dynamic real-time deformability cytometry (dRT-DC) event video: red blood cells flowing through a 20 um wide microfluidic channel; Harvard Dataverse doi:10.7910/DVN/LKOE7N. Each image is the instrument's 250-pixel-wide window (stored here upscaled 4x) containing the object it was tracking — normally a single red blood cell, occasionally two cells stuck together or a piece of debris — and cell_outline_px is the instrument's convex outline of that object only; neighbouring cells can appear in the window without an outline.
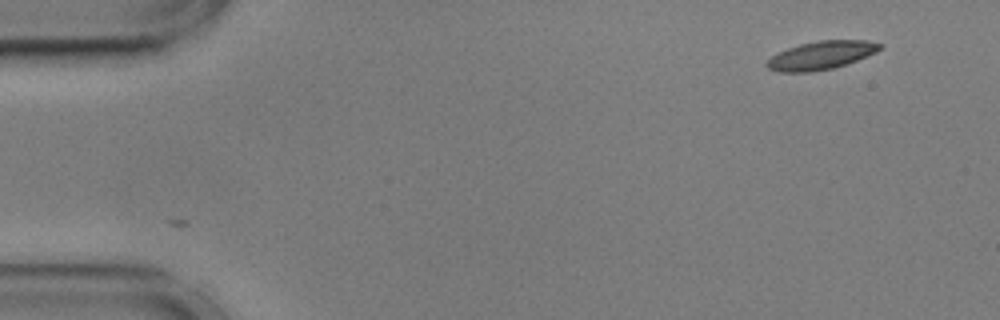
{"species": "common noctule bat (a hibernating species)", "species_latin": "Nyctalus noctula", "temperature_condition": "cold", "stored_images_in_passage": 2, "camera_frame_rate_fps": 3000, "um_per_image_px": 0.085, "animal": {"sex": "male", "body_mass_g": 17.9, "forearm_length_mm": 54.2}, "frame": {"image": 1, "passage_image": 1, "time_ms": 0.0, "image_size_px": [1000, 320], "cell_outline_px": [[884, 48], [876, 52], [856, 60], [832, 68], [812, 72], [780, 72], [768, 68], [764, 64], [772, 56], [788, 48], [800, 44], [820, 40], [868, 40], [884, 44]], "centroid_in_image_um": [69.83, 4.69], "position_along_channel_um": 15.2, "area_um2": 18.55}}